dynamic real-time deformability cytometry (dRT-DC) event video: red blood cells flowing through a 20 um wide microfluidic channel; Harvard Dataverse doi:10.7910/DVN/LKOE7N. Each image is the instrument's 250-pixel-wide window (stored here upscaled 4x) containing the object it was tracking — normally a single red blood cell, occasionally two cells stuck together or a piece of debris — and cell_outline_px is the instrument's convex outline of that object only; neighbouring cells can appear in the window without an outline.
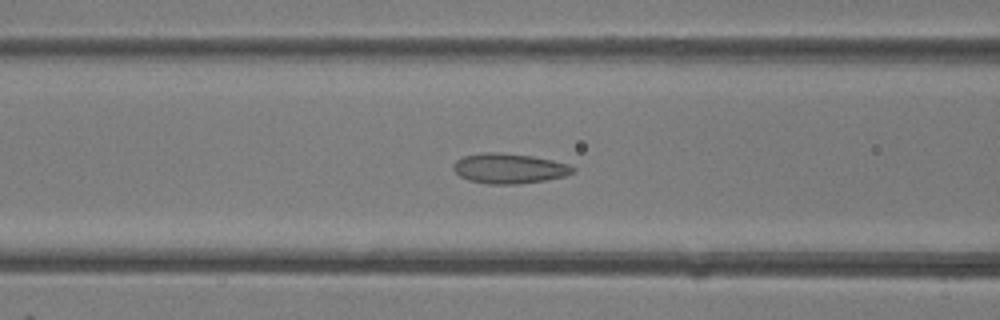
{"species": "common noctule bat (a hibernating species)", "species_latin": "Nyctalus noctula", "temperature_condition": "room temperature", "stored_images_in_passage": 37, "camera_frame_rate_fps": 3000, "um_per_image_px": 0.085, "animal": {"sex": "female"}, "frame": {"image": 1, "passage_image": 17, "time_ms": 5.333, "image_size_px": [1000, 320], "cell_outline_px": [[576, 172], [564, 176], [544, 180], [516, 184], [488, 184], [468, 180], [460, 176], [452, 168], [452, 164], [456, 160], [464, 156], [484, 152], [496, 152], [532, 156], [552, 160], [568, 164], [576, 168]], "centroid_in_image_um": [43.27, 14.31], "position_along_channel_um": 123.3, "area_um2": 20.92}}
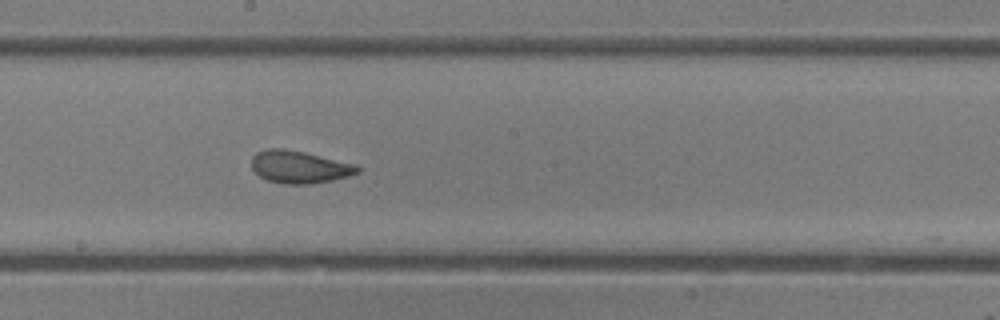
{"frame": {"image": 2, "passage_image": 23, "time_ms": 7.333, "image_size_px": [1000, 320], "cell_outline_px": [[360, 172], [348, 176], [332, 180], [312, 184], [284, 184], [268, 180], [260, 176], [252, 168], [252, 156], [256, 152], [268, 148], [284, 148], [304, 152], [356, 164], [360, 168]], "centroid_in_image_um": [25.45, 14.19], "position_along_channel_um": 222.7, "area_um2": 20.06}}
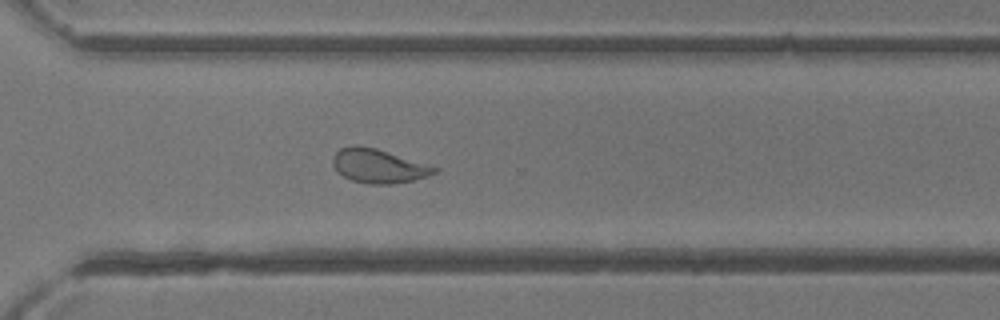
{"frame": {"image": 3, "passage_image": 30, "time_ms": 9.667, "image_size_px": [1000, 320], "cell_outline_px": [[440, 168], [436, 172], [428, 176], [412, 180], [392, 184], [368, 184], [352, 180], [344, 176], [332, 164], [332, 156], [340, 148], [356, 144], [376, 148], [432, 164]], "centroid_in_image_um": [32.22, 14.09], "position_along_channel_um": 338.4, "area_um2": 20.35}}